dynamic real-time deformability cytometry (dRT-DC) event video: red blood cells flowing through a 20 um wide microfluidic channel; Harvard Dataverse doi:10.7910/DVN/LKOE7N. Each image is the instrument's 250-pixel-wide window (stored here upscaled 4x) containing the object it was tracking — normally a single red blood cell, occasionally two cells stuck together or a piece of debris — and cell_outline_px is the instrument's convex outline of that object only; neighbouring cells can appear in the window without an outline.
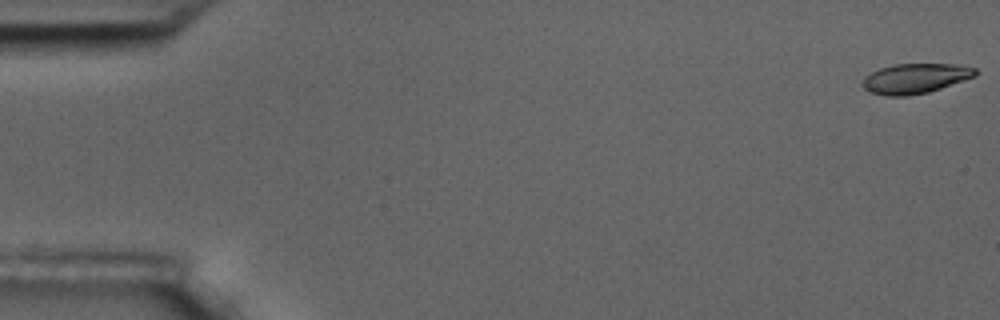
{"species": "common noctule bat (a hibernating species)", "species_latin": "Nyctalus noctula", "temperature_condition": "room temperature", "stored_images_in_passage": 4, "camera_frame_rate_fps": 3000, "um_per_image_px": 0.085, "animal": {"sex": "male", "body_mass_g": 17.5, "forearm_length_mm": 52.3}, "frame": {"image": 1, "passage_image": 1, "time_ms": 0.0, "image_size_px": [1000, 320], "cell_outline_px": [[980, 72], [976, 76], [928, 92], [908, 96], [888, 96], [868, 92], [860, 84], [864, 76], [880, 68], [896, 64], [964, 64], [976, 68]], "centroid_in_image_um": [77.81, 6.66], "position_along_channel_um": 7.2, "area_um2": 19.94}}